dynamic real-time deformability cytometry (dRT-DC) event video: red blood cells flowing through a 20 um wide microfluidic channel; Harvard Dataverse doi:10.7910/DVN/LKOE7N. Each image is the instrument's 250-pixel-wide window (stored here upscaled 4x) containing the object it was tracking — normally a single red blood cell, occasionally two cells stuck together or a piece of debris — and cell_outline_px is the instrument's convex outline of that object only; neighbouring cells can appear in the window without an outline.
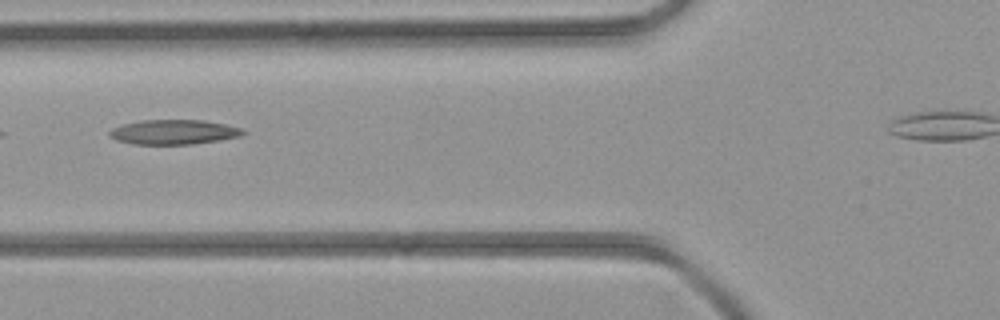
{"species": "common noctule bat (a hibernating species)", "species_latin": "Nyctalus noctula", "temperature_condition": "room temperature", "stored_images_in_passage": 5, "camera_frame_rate_fps": 3000, "um_per_image_px": 0.085, "animal": {"sex": "female", "body_mass_g": 21.9}, "frame": {"image": 1, "passage_image": 4, "time_ms": 3.333, "image_size_px": [1000, 320], "cell_outline_px": [[248, 132], [240, 136], [220, 140], [192, 144], [132, 144], [116, 140], [108, 136], [108, 132], [112, 128], [124, 124], [140, 120], [204, 120], [244, 128]], "centroid_in_image_um": [14.78, 11.22], "position_along_channel_um": 111.0, "area_um2": 19.36}}